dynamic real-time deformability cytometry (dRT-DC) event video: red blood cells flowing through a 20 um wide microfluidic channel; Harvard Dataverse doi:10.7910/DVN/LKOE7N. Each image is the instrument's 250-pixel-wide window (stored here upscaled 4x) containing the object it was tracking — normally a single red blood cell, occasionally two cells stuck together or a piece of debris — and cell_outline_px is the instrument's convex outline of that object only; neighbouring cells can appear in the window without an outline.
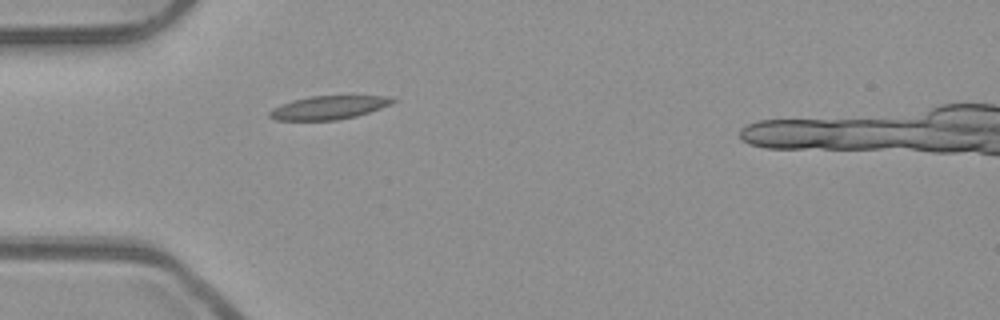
{"species": "common noctule bat (a hibernating species)", "species_latin": "Nyctalus noctula", "temperature_condition": "room temperature", "stored_images_in_passage": 35, "camera_frame_rate_fps": 3000, "um_per_image_px": 0.085, "animal": {"sex": "male", "body_mass_g": 23.1, "forearm_length_mm": 52.7}, "frame": {"image": 1, "passage_image": 1, "time_ms": 0.0, "image_size_px": [1000, 320], "cell_outline_px": [[396, 100], [392, 104], [356, 116], [336, 120], [276, 120], [268, 116], [268, 112], [272, 108], [280, 104], [292, 100], [308, 96], [388, 96]], "centroid_in_image_um": [27.89, 9.14], "position_along_channel_um": 57.1, "area_um2": 16.82}}
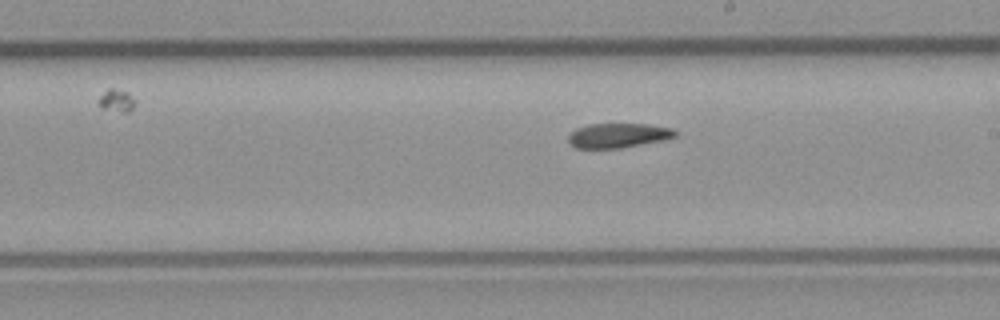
{"frame": {"image": 2, "passage_image": 15, "time_ms": 4.667, "image_size_px": [1000, 320], "cell_outline_px": [[676, 136], [664, 140], [620, 148], [576, 148], [568, 140], [568, 136], [576, 128], [588, 124], [648, 124], [672, 128], [676, 132]], "centroid_in_image_um": [52.55, 11.51], "position_along_channel_um": 236.5, "area_um2": 15.2}}
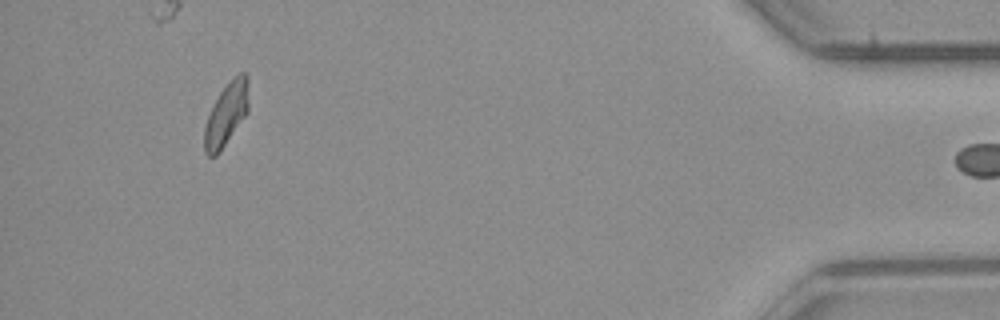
{"frame": {"image": 3, "passage_image": 34, "time_ms": 11.0, "image_size_px": [1000, 320], "cell_outline_px": [[248, 112], [220, 152], [216, 156], [208, 156], [204, 152], [204, 128], [208, 116], [220, 92], [240, 72], [244, 72], [248, 76]], "centroid_in_image_um": [19.24, 9.75], "position_along_channel_um": 416.0, "area_um2": 16.01}}